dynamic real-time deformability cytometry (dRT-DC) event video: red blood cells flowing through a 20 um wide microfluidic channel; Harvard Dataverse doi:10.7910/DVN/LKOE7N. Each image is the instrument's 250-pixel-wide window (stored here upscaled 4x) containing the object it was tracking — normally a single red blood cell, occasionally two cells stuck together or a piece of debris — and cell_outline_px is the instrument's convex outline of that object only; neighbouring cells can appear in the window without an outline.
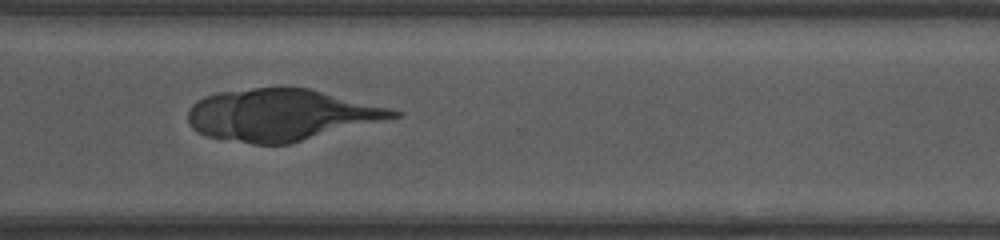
{"species": "human", "species_latin": "Homo sapiens", "temperature_condition": "room temperature", "stored_images_in_passage": 36, "camera_frame_rate_fps": 3000, "um_per_image_px": 0.085, "donor": {"sex": "female"}, "frame": {"image": 1, "passage_image": 25, "time_ms": 8.0, "image_size_px": [1000, 240], "cell_outline_px": [[404, 112], [400, 116], [288, 144], [252, 144], [208, 136], [196, 132], [188, 124], [188, 108], [196, 100], [204, 96], [216, 92], [252, 88], [308, 88]], "centroid_in_image_um": [23.81, 9.77], "position_along_channel_um": 346.8, "area_um2": 61.27}}